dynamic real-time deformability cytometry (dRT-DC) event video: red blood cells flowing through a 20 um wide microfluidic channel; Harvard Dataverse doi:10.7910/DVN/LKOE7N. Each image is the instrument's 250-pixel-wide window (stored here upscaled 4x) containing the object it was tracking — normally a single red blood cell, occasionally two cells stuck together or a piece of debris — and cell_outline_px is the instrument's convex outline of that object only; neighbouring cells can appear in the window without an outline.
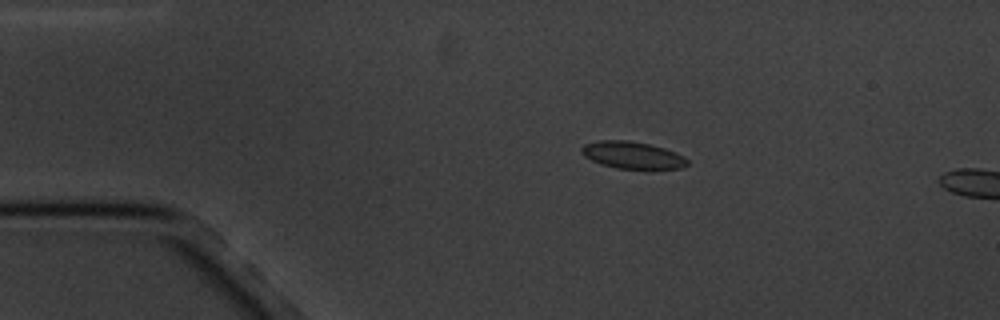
{"species": "common noctule bat (a hibernating species)", "species_latin": "Nyctalus noctula", "temperature_condition": "cold", "stored_images_in_passage": 4, "camera_frame_rate_fps": 3000, "um_per_image_px": 0.085, "animal": {"sex": "male", "body_mass_g": 20.1, "forearm_length_mm": 53.5}, "frame": {"image": 1, "passage_image": 3, "time_ms": 2.333, "image_size_px": [1000, 320], "cell_outline_px": [[688, 164], [680, 168], [648, 172], [616, 168], [600, 164], [584, 156], [580, 152], [580, 148], [584, 144], [600, 140], [628, 140], [648, 144], [664, 148], [676, 152], [684, 156], [688, 160]], "centroid_in_image_um": [53.79, 13.24], "position_along_channel_um": 31.2, "area_um2": 17.51}}